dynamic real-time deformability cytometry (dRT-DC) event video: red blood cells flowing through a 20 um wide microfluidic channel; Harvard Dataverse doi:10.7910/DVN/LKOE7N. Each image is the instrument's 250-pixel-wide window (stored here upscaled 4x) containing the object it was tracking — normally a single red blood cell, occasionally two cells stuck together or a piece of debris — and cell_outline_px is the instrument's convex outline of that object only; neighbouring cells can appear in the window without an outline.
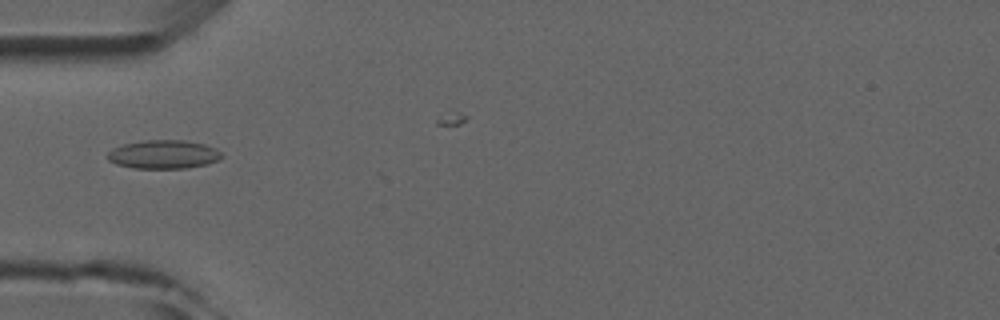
{"species": "common noctule bat (a hibernating species)", "species_latin": "Nyctalus noctula", "temperature_condition": "room temperature", "stored_images_in_passage": 6, "camera_frame_rate_fps": 3000, "um_per_image_px": 0.085, "animal": {"sex": "male", "forearm_length_mm": 52.5}, "frame": {"image": 1, "passage_image": 4, "time_ms": 4.333, "image_size_px": [1000, 320], "cell_outline_px": [[224, 156], [220, 160], [208, 164], [188, 168], [132, 168], [116, 164], [108, 160], [108, 152], [112, 148], [124, 144], [144, 140], [184, 140], [204, 144], [216, 148]], "centroid_in_image_um": [13.93, 13.13], "position_along_channel_um": 71.1, "area_um2": 19.19}}
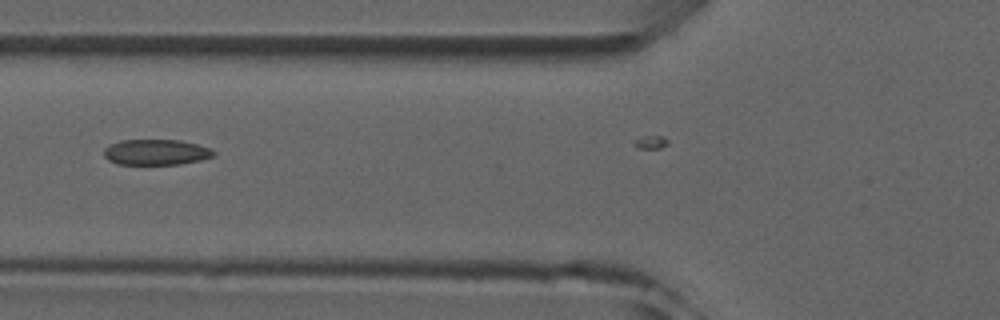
{"frame": {"image": 2, "passage_image": 5, "time_ms": 5.333, "image_size_px": [1000, 320], "cell_outline_px": [[216, 152], [212, 156], [200, 160], [180, 164], [116, 164], [108, 160], [104, 156], [104, 148], [108, 144], [120, 140], [180, 140], [212, 148]], "centroid_in_image_um": [13.24, 12.93], "position_along_channel_um": 112.6, "area_um2": 16.47}}